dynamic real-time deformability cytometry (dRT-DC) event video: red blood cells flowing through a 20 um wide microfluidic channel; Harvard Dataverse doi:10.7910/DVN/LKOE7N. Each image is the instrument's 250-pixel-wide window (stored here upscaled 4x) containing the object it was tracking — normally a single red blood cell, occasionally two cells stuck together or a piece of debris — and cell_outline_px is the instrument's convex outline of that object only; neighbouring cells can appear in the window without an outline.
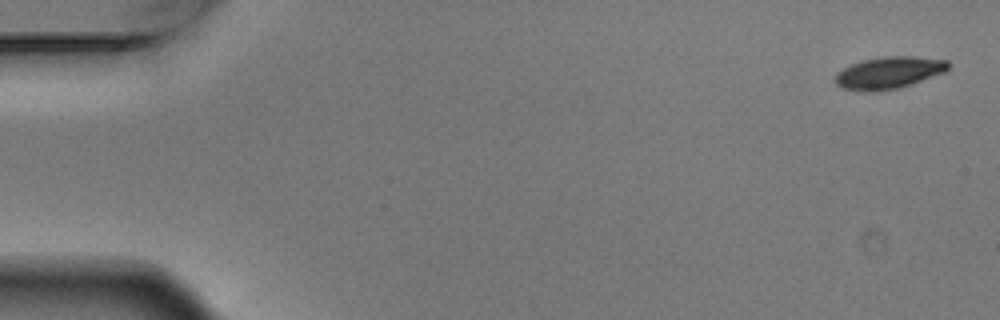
{"species": "Egyptian fruit bat (a non-hibernating species)", "species_latin": "Rousettus aegyptiacus", "temperature_condition": "warm", "stored_images_in_passage": 5, "camera_frame_rate_fps": 3000, "um_per_image_px": 0.085, "animal": {"sex": "male"}, "frame": {"image": 1, "passage_image": 1, "time_ms": 0.0, "image_size_px": [1000, 320], "cell_outline_px": [[952, 64], [944, 72], [912, 84], [900, 88], [876, 92], [856, 92], [840, 88], [836, 84], [836, 72], [852, 64], [864, 60], [884, 56], [912, 56], [948, 60]], "centroid_in_image_um": [75.54, 6.2], "position_along_channel_um": 9.5, "area_um2": 21.39}}
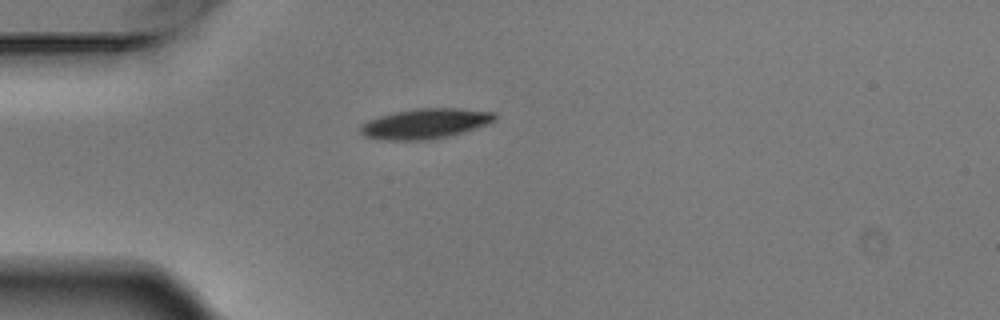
{"frame": {"image": 2, "passage_image": 5, "time_ms": 1.333, "image_size_px": [1000, 320], "cell_outline_px": [[496, 120], [488, 124], [464, 132], [448, 136], [428, 140], [388, 140], [364, 136], [360, 132], [360, 128], [368, 120], [380, 116], [396, 112], [416, 108], [456, 108], [492, 112], [496, 116]], "centroid_in_image_um": [36.17, 10.51], "position_along_channel_um": 48.8, "area_um2": 23.35}}